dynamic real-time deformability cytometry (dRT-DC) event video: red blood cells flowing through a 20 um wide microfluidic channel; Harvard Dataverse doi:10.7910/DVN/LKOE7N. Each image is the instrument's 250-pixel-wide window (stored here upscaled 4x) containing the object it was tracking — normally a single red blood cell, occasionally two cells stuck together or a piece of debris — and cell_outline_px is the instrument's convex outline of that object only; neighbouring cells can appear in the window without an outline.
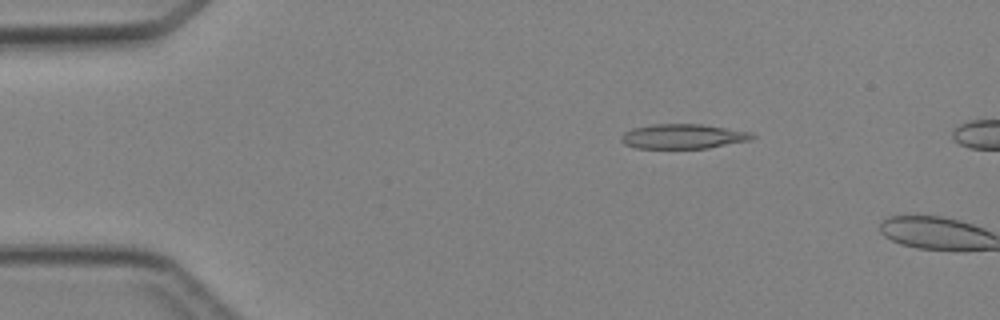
{"species": "Egyptian fruit bat (a non-hibernating species)", "species_latin": "Rousettus aegyptiacus", "temperature_condition": "cold", "stored_images_in_passage": 3, "camera_frame_rate_fps": 3000, "um_per_image_px": 0.085, "animal": {"sex": "female"}, "frame": {"image": 1, "passage_image": 2, "time_ms": 2.0, "image_size_px": [1000, 320], "cell_outline_px": [[756, 136], [748, 140], [708, 148], [636, 148], [624, 144], [620, 140], [620, 136], [624, 132], [632, 128], [652, 124], [700, 124], [752, 132]], "centroid_in_image_um": [58.01, 11.59], "position_along_channel_um": 27.0, "area_um2": 18.79}}